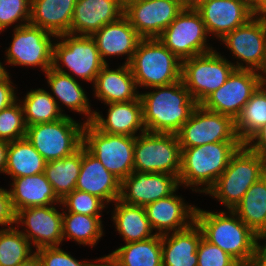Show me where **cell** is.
Listing matches in <instances>:
<instances>
[{
    "label": "cell",
    "instance_id": "1",
    "mask_svg": "<svg viewBox=\"0 0 266 266\" xmlns=\"http://www.w3.org/2000/svg\"><path fill=\"white\" fill-rule=\"evenodd\" d=\"M152 88L156 91L140 93L146 132L176 134L198 104L182 79Z\"/></svg>",
    "mask_w": 266,
    "mask_h": 266
},
{
    "label": "cell",
    "instance_id": "2",
    "mask_svg": "<svg viewBox=\"0 0 266 266\" xmlns=\"http://www.w3.org/2000/svg\"><path fill=\"white\" fill-rule=\"evenodd\" d=\"M210 212L196 207L195 222L203 238L220 247L237 262H251L255 257L256 235L232 210Z\"/></svg>",
    "mask_w": 266,
    "mask_h": 266
},
{
    "label": "cell",
    "instance_id": "3",
    "mask_svg": "<svg viewBox=\"0 0 266 266\" xmlns=\"http://www.w3.org/2000/svg\"><path fill=\"white\" fill-rule=\"evenodd\" d=\"M242 144V142H216L181 149V171L178 177L180 186H190L192 191L206 194ZM199 186H202V189Z\"/></svg>",
    "mask_w": 266,
    "mask_h": 266
},
{
    "label": "cell",
    "instance_id": "4",
    "mask_svg": "<svg viewBox=\"0 0 266 266\" xmlns=\"http://www.w3.org/2000/svg\"><path fill=\"white\" fill-rule=\"evenodd\" d=\"M265 174L266 160L242 144L206 194L216 198L228 210H233L247 190Z\"/></svg>",
    "mask_w": 266,
    "mask_h": 266
},
{
    "label": "cell",
    "instance_id": "5",
    "mask_svg": "<svg viewBox=\"0 0 266 266\" xmlns=\"http://www.w3.org/2000/svg\"><path fill=\"white\" fill-rule=\"evenodd\" d=\"M128 65L140 88L165 86L181 80L182 61L158 38L141 39Z\"/></svg>",
    "mask_w": 266,
    "mask_h": 266
},
{
    "label": "cell",
    "instance_id": "6",
    "mask_svg": "<svg viewBox=\"0 0 266 266\" xmlns=\"http://www.w3.org/2000/svg\"><path fill=\"white\" fill-rule=\"evenodd\" d=\"M84 125L65 115L54 122L27 126L25 137L49 162L69 156L83 145Z\"/></svg>",
    "mask_w": 266,
    "mask_h": 266
},
{
    "label": "cell",
    "instance_id": "7",
    "mask_svg": "<svg viewBox=\"0 0 266 266\" xmlns=\"http://www.w3.org/2000/svg\"><path fill=\"white\" fill-rule=\"evenodd\" d=\"M182 150L174 133L144 132L135 137L134 171L179 177Z\"/></svg>",
    "mask_w": 266,
    "mask_h": 266
},
{
    "label": "cell",
    "instance_id": "8",
    "mask_svg": "<svg viewBox=\"0 0 266 266\" xmlns=\"http://www.w3.org/2000/svg\"><path fill=\"white\" fill-rule=\"evenodd\" d=\"M134 145L135 137L101 132L92 123L84 125L83 146L120 181L134 171Z\"/></svg>",
    "mask_w": 266,
    "mask_h": 266
},
{
    "label": "cell",
    "instance_id": "9",
    "mask_svg": "<svg viewBox=\"0 0 266 266\" xmlns=\"http://www.w3.org/2000/svg\"><path fill=\"white\" fill-rule=\"evenodd\" d=\"M235 63L216 50L182 61L181 79L191 97L200 105L211 93L223 85Z\"/></svg>",
    "mask_w": 266,
    "mask_h": 266
},
{
    "label": "cell",
    "instance_id": "10",
    "mask_svg": "<svg viewBox=\"0 0 266 266\" xmlns=\"http://www.w3.org/2000/svg\"><path fill=\"white\" fill-rule=\"evenodd\" d=\"M208 33L196 9L183 8L158 39L181 61L213 51ZM207 44V45H206Z\"/></svg>",
    "mask_w": 266,
    "mask_h": 266
},
{
    "label": "cell",
    "instance_id": "11",
    "mask_svg": "<svg viewBox=\"0 0 266 266\" xmlns=\"http://www.w3.org/2000/svg\"><path fill=\"white\" fill-rule=\"evenodd\" d=\"M176 135L181 149L216 142H241L235 131V121L230 116L201 105H197Z\"/></svg>",
    "mask_w": 266,
    "mask_h": 266
},
{
    "label": "cell",
    "instance_id": "12",
    "mask_svg": "<svg viewBox=\"0 0 266 266\" xmlns=\"http://www.w3.org/2000/svg\"><path fill=\"white\" fill-rule=\"evenodd\" d=\"M53 45L52 64H63L76 77L91 82L105 63L102 61L95 40L91 36L64 34ZM60 61V62H59Z\"/></svg>",
    "mask_w": 266,
    "mask_h": 266
},
{
    "label": "cell",
    "instance_id": "13",
    "mask_svg": "<svg viewBox=\"0 0 266 266\" xmlns=\"http://www.w3.org/2000/svg\"><path fill=\"white\" fill-rule=\"evenodd\" d=\"M13 33L6 50V64L38 66L44 73L52 67L54 40L51 37L57 38L55 35L30 23L14 28Z\"/></svg>",
    "mask_w": 266,
    "mask_h": 266
},
{
    "label": "cell",
    "instance_id": "14",
    "mask_svg": "<svg viewBox=\"0 0 266 266\" xmlns=\"http://www.w3.org/2000/svg\"><path fill=\"white\" fill-rule=\"evenodd\" d=\"M220 41L231 50L232 56L241 60V63L236 61L235 69L259 71L266 59V15H255Z\"/></svg>",
    "mask_w": 266,
    "mask_h": 266
},
{
    "label": "cell",
    "instance_id": "15",
    "mask_svg": "<svg viewBox=\"0 0 266 266\" xmlns=\"http://www.w3.org/2000/svg\"><path fill=\"white\" fill-rule=\"evenodd\" d=\"M259 86L258 71L234 69L226 82L200 105L210 111L230 116L235 121Z\"/></svg>",
    "mask_w": 266,
    "mask_h": 266
},
{
    "label": "cell",
    "instance_id": "16",
    "mask_svg": "<svg viewBox=\"0 0 266 266\" xmlns=\"http://www.w3.org/2000/svg\"><path fill=\"white\" fill-rule=\"evenodd\" d=\"M62 219L63 213L54 205L23 208L15 213V224L25 225L21 233L34 245L35 250L57 247L62 243Z\"/></svg>",
    "mask_w": 266,
    "mask_h": 266
},
{
    "label": "cell",
    "instance_id": "17",
    "mask_svg": "<svg viewBox=\"0 0 266 266\" xmlns=\"http://www.w3.org/2000/svg\"><path fill=\"white\" fill-rule=\"evenodd\" d=\"M180 0H139L124 15L142 39L158 38L183 10Z\"/></svg>",
    "mask_w": 266,
    "mask_h": 266
},
{
    "label": "cell",
    "instance_id": "18",
    "mask_svg": "<svg viewBox=\"0 0 266 266\" xmlns=\"http://www.w3.org/2000/svg\"><path fill=\"white\" fill-rule=\"evenodd\" d=\"M179 186V179L175 175L133 171L121 181L119 200L145 207L175 193Z\"/></svg>",
    "mask_w": 266,
    "mask_h": 266
},
{
    "label": "cell",
    "instance_id": "19",
    "mask_svg": "<svg viewBox=\"0 0 266 266\" xmlns=\"http://www.w3.org/2000/svg\"><path fill=\"white\" fill-rule=\"evenodd\" d=\"M196 10L205 24L207 33H212L219 40L256 15L247 0H208Z\"/></svg>",
    "mask_w": 266,
    "mask_h": 266
},
{
    "label": "cell",
    "instance_id": "20",
    "mask_svg": "<svg viewBox=\"0 0 266 266\" xmlns=\"http://www.w3.org/2000/svg\"><path fill=\"white\" fill-rule=\"evenodd\" d=\"M144 208L152 230L159 235L186 229L195 222L196 206L185 204L184 199L174 193Z\"/></svg>",
    "mask_w": 266,
    "mask_h": 266
},
{
    "label": "cell",
    "instance_id": "21",
    "mask_svg": "<svg viewBox=\"0 0 266 266\" xmlns=\"http://www.w3.org/2000/svg\"><path fill=\"white\" fill-rule=\"evenodd\" d=\"M124 10L120 0H76L70 34L92 36L106 24L120 19Z\"/></svg>",
    "mask_w": 266,
    "mask_h": 266
},
{
    "label": "cell",
    "instance_id": "22",
    "mask_svg": "<svg viewBox=\"0 0 266 266\" xmlns=\"http://www.w3.org/2000/svg\"><path fill=\"white\" fill-rule=\"evenodd\" d=\"M121 181L82 145V163L76 190L100 198L106 205L120 197Z\"/></svg>",
    "mask_w": 266,
    "mask_h": 266
},
{
    "label": "cell",
    "instance_id": "23",
    "mask_svg": "<svg viewBox=\"0 0 266 266\" xmlns=\"http://www.w3.org/2000/svg\"><path fill=\"white\" fill-rule=\"evenodd\" d=\"M91 37L95 40L101 59L105 64H107L106 57L115 55H127L124 64H129L142 39L125 15L106 24Z\"/></svg>",
    "mask_w": 266,
    "mask_h": 266
},
{
    "label": "cell",
    "instance_id": "24",
    "mask_svg": "<svg viewBox=\"0 0 266 266\" xmlns=\"http://www.w3.org/2000/svg\"><path fill=\"white\" fill-rule=\"evenodd\" d=\"M106 105L109 107L107 118L95 111L91 122L99 131L132 137L146 132L140 97L128 102H113Z\"/></svg>",
    "mask_w": 266,
    "mask_h": 266
},
{
    "label": "cell",
    "instance_id": "25",
    "mask_svg": "<svg viewBox=\"0 0 266 266\" xmlns=\"http://www.w3.org/2000/svg\"><path fill=\"white\" fill-rule=\"evenodd\" d=\"M62 66L60 64H52V67L45 72L47 83L54 95L52 97L55 101L58 100L56 101L58 107L61 102L68 109L70 108L74 112L83 113L87 116V120L84 123H91L95 111H92L83 87L74 76L63 70Z\"/></svg>",
    "mask_w": 266,
    "mask_h": 266
},
{
    "label": "cell",
    "instance_id": "26",
    "mask_svg": "<svg viewBox=\"0 0 266 266\" xmlns=\"http://www.w3.org/2000/svg\"><path fill=\"white\" fill-rule=\"evenodd\" d=\"M110 69L107 63L98 73L93 84L94 96L104 104L138 99L140 93L137 91L136 80L130 66L122 64L117 69Z\"/></svg>",
    "mask_w": 266,
    "mask_h": 266
},
{
    "label": "cell",
    "instance_id": "27",
    "mask_svg": "<svg viewBox=\"0 0 266 266\" xmlns=\"http://www.w3.org/2000/svg\"><path fill=\"white\" fill-rule=\"evenodd\" d=\"M202 237L196 222L186 229L161 235L162 266H198L197 248Z\"/></svg>",
    "mask_w": 266,
    "mask_h": 266
},
{
    "label": "cell",
    "instance_id": "28",
    "mask_svg": "<svg viewBox=\"0 0 266 266\" xmlns=\"http://www.w3.org/2000/svg\"><path fill=\"white\" fill-rule=\"evenodd\" d=\"M10 185L11 188L8 191L15 213L28 207L61 204V200L54 193L52 185L44 172L37 175L14 178Z\"/></svg>",
    "mask_w": 266,
    "mask_h": 266
},
{
    "label": "cell",
    "instance_id": "29",
    "mask_svg": "<svg viewBox=\"0 0 266 266\" xmlns=\"http://www.w3.org/2000/svg\"><path fill=\"white\" fill-rule=\"evenodd\" d=\"M76 0H31L30 24L56 37L70 34Z\"/></svg>",
    "mask_w": 266,
    "mask_h": 266
},
{
    "label": "cell",
    "instance_id": "30",
    "mask_svg": "<svg viewBox=\"0 0 266 266\" xmlns=\"http://www.w3.org/2000/svg\"><path fill=\"white\" fill-rule=\"evenodd\" d=\"M114 204L112 221L125 243L144 241L156 235L143 206L129 205L119 199Z\"/></svg>",
    "mask_w": 266,
    "mask_h": 266
},
{
    "label": "cell",
    "instance_id": "31",
    "mask_svg": "<svg viewBox=\"0 0 266 266\" xmlns=\"http://www.w3.org/2000/svg\"><path fill=\"white\" fill-rule=\"evenodd\" d=\"M232 211L256 235H266V174L247 190Z\"/></svg>",
    "mask_w": 266,
    "mask_h": 266
},
{
    "label": "cell",
    "instance_id": "32",
    "mask_svg": "<svg viewBox=\"0 0 266 266\" xmlns=\"http://www.w3.org/2000/svg\"><path fill=\"white\" fill-rule=\"evenodd\" d=\"M46 161L26 137L9 142L5 174L14 178L44 172Z\"/></svg>",
    "mask_w": 266,
    "mask_h": 266
},
{
    "label": "cell",
    "instance_id": "33",
    "mask_svg": "<svg viewBox=\"0 0 266 266\" xmlns=\"http://www.w3.org/2000/svg\"><path fill=\"white\" fill-rule=\"evenodd\" d=\"M81 163L82 146L69 156L46 162L44 174L60 200L75 190Z\"/></svg>",
    "mask_w": 266,
    "mask_h": 266
},
{
    "label": "cell",
    "instance_id": "34",
    "mask_svg": "<svg viewBox=\"0 0 266 266\" xmlns=\"http://www.w3.org/2000/svg\"><path fill=\"white\" fill-rule=\"evenodd\" d=\"M18 101L22 105L27 126L54 122L66 115L63 114L61 107H58L52 94L42 88L31 89L24 100Z\"/></svg>",
    "mask_w": 266,
    "mask_h": 266
},
{
    "label": "cell",
    "instance_id": "35",
    "mask_svg": "<svg viewBox=\"0 0 266 266\" xmlns=\"http://www.w3.org/2000/svg\"><path fill=\"white\" fill-rule=\"evenodd\" d=\"M125 244L111 253L124 266H162L161 235Z\"/></svg>",
    "mask_w": 266,
    "mask_h": 266
},
{
    "label": "cell",
    "instance_id": "36",
    "mask_svg": "<svg viewBox=\"0 0 266 266\" xmlns=\"http://www.w3.org/2000/svg\"><path fill=\"white\" fill-rule=\"evenodd\" d=\"M101 216L63 212V241L73 239L78 244L95 246L103 235Z\"/></svg>",
    "mask_w": 266,
    "mask_h": 266
},
{
    "label": "cell",
    "instance_id": "37",
    "mask_svg": "<svg viewBox=\"0 0 266 266\" xmlns=\"http://www.w3.org/2000/svg\"><path fill=\"white\" fill-rule=\"evenodd\" d=\"M266 124V89L258 87L235 120V131L244 144Z\"/></svg>",
    "mask_w": 266,
    "mask_h": 266
},
{
    "label": "cell",
    "instance_id": "38",
    "mask_svg": "<svg viewBox=\"0 0 266 266\" xmlns=\"http://www.w3.org/2000/svg\"><path fill=\"white\" fill-rule=\"evenodd\" d=\"M18 227L0 229V266H18L33 254L31 243Z\"/></svg>",
    "mask_w": 266,
    "mask_h": 266
},
{
    "label": "cell",
    "instance_id": "39",
    "mask_svg": "<svg viewBox=\"0 0 266 266\" xmlns=\"http://www.w3.org/2000/svg\"><path fill=\"white\" fill-rule=\"evenodd\" d=\"M27 125L20 102L0 111V140L12 142L26 135Z\"/></svg>",
    "mask_w": 266,
    "mask_h": 266
},
{
    "label": "cell",
    "instance_id": "40",
    "mask_svg": "<svg viewBox=\"0 0 266 266\" xmlns=\"http://www.w3.org/2000/svg\"><path fill=\"white\" fill-rule=\"evenodd\" d=\"M63 211L67 213H78L90 216H102L106 204L98 197L91 195L87 192L74 190L72 193L67 194L62 200L61 204Z\"/></svg>",
    "mask_w": 266,
    "mask_h": 266
},
{
    "label": "cell",
    "instance_id": "41",
    "mask_svg": "<svg viewBox=\"0 0 266 266\" xmlns=\"http://www.w3.org/2000/svg\"><path fill=\"white\" fill-rule=\"evenodd\" d=\"M30 15L31 0H0V32L14 23V28L28 24Z\"/></svg>",
    "mask_w": 266,
    "mask_h": 266
},
{
    "label": "cell",
    "instance_id": "42",
    "mask_svg": "<svg viewBox=\"0 0 266 266\" xmlns=\"http://www.w3.org/2000/svg\"><path fill=\"white\" fill-rule=\"evenodd\" d=\"M197 255L198 266H234L237 263L228 253L203 237L199 242Z\"/></svg>",
    "mask_w": 266,
    "mask_h": 266
},
{
    "label": "cell",
    "instance_id": "43",
    "mask_svg": "<svg viewBox=\"0 0 266 266\" xmlns=\"http://www.w3.org/2000/svg\"><path fill=\"white\" fill-rule=\"evenodd\" d=\"M41 258L44 266H94L88 261H78L59 246L45 247L35 251Z\"/></svg>",
    "mask_w": 266,
    "mask_h": 266
},
{
    "label": "cell",
    "instance_id": "44",
    "mask_svg": "<svg viewBox=\"0 0 266 266\" xmlns=\"http://www.w3.org/2000/svg\"><path fill=\"white\" fill-rule=\"evenodd\" d=\"M15 225V212L11 205L10 194L7 189L0 188V225L6 228ZM8 225V226H7Z\"/></svg>",
    "mask_w": 266,
    "mask_h": 266
},
{
    "label": "cell",
    "instance_id": "45",
    "mask_svg": "<svg viewBox=\"0 0 266 266\" xmlns=\"http://www.w3.org/2000/svg\"><path fill=\"white\" fill-rule=\"evenodd\" d=\"M244 144L252 152L257 153L266 160V124L259 128Z\"/></svg>",
    "mask_w": 266,
    "mask_h": 266
},
{
    "label": "cell",
    "instance_id": "46",
    "mask_svg": "<svg viewBox=\"0 0 266 266\" xmlns=\"http://www.w3.org/2000/svg\"><path fill=\"white\" fill-rule=\"evenodd\" d=\"M10 79L9 76L6 80L0 82V111L18 101L14 91L15 87H13L14 85H12L13 83Z\"/></svg>",
    "mask_w": 266,
    "mask_h": 266
},
{
    "label": "cell",
    "instance_id": "47",
    "mask_svg": "<svg viewBox=\"0 0 266 266\" xmlns=\"http://www.w3.org/2000/svg\"><path fill=\"white\" fill-rule=\"evenodd\" d=\"M260 239L266 240V235L258 236L257 238L255 246L254 263L256 264V266H266V243H263L264 245H261L259 243Z\"/></svg>",
    "mask_w": 266,
    "mask_h": 266
},
{
    "label": "cell",
    "instance_id": "48",
    "mask_svg": "<svg viewBox=\"0 0 266 266\" xmlns=\"http://www.w3.org/2000/svg\"><path fill=\"white\" fill-rule=\"evenodd\" d=\"M94 266H124L117 258H115L111 253L107 256H103L99 259H96ZM100 262V263H99Z\"/></svg>",
    "mask_w": 266,
    "mask_h": 266
},
{
    "label": "cell",
    "instance_id": "49",
    "mask_svg": "<svg viewBox=\"0 0 266 266\" xmlns=\"http://www.w3.org/2000/svg\"><path fill=\"white\" fill-rule=\"evenodd\" d=\"M247 2L256 15H266V0H247Z\"/></svg>",
    "mask_w": 266,
    "mask_h": 266
},
{
    "label": "cell",
    "instance_id": "50",
    "mask_svg": "<svg viewBox=\"0 0 266 266\" xmlns=\"http://www.w3.org/2000/svg\"><path fill=\"white\" fill-rule=\"evenodd\" d=\"M9 142L0 140V172L5 174Z\"/></svg>",
    "mask_w": 266,
    "mask_h": 266
},
{
    "label": "cell",
    "instance_id": "51",
    "mask_svg": "<svg viewBox=\"0 0 266 266\" xmlns=\"http://www.w3.org/2000/svg\"><path fill=\"white\" fill-rule=\"evenodd\" d=\"M18 266H44V265L40 256L36 252H33V254L28 259L20 263Z\"/></svg>",
    "mask_w": 266,
    "mask_h": 266
},
{
    "label": "cell",
    "instance_id": "52",
    "mask_svg": "<svg viewBox=\"0 0 266 266\" xmlns=\"http://www.w3.org/2000/svg\"><path fill=\"white\" fill-rule=\"evenodd\" d=\"M184 8L196 9L200 4L208 0H180Z\"/></svg>",
    "mask_w": 266,
    "mask_h": 266
},
{
    "label": "cell",
    "instance_id": "53",
    "mask_svg": "<svg viewBox=\"0 0 266 266\" xmlns=\"http://www.w3.org/2000/svg\"><path fill=\"white\" fill-rule=\"evenodd\" d=\"M258 72H259L260 87L266 89V59L263 67Z\"/></svg>",
    "mask_w": 266,
    "mask_h": 266
},
{
    "label": "cell",
    "instance_id": "54",
    "mask_svg": "<svg viewBox=\"0 0 266 266\" xmlns=\"http://www.w3.org/2000/svg\"><path fill=\"white\" fill-rule=\"evenodd\" d=\"M9 76V72L6 71V68L3 66L2 62H0V82L6 80Z\"/></svg>",
    "mask_w": 266,
    "mask_h": 266
},
{
    "label": "cell",
    "instance_id": "55",
    "mask_svg": "<svg viewBox=\"0 0 266 266\" xmlns=\"http://www.w3.org/2000/svg\"><path fill=\"white\" fill-rule=\"evenodd\" d=\"M234 266H256L254 261L251 262H237Z\"/></svg>",
    "mask_w": 266,
    "mask_h": 266
},
{
    "label": "cell",
    "instance_id": "56",
    "mask_svg": "<svg viewBox=\"0 0 266 266\" xmlns=\"http://www.w3.org/2000/svg\"><path fill=\"white\" fill-rule=\"evenodd\" d=\"M135 1H139V0H120L121 5L125 8L126 6H128L130 3L135 2Z\"/></svg>",
    "mask_w": 266,
    "mask_h": 266
}]
</instances>
